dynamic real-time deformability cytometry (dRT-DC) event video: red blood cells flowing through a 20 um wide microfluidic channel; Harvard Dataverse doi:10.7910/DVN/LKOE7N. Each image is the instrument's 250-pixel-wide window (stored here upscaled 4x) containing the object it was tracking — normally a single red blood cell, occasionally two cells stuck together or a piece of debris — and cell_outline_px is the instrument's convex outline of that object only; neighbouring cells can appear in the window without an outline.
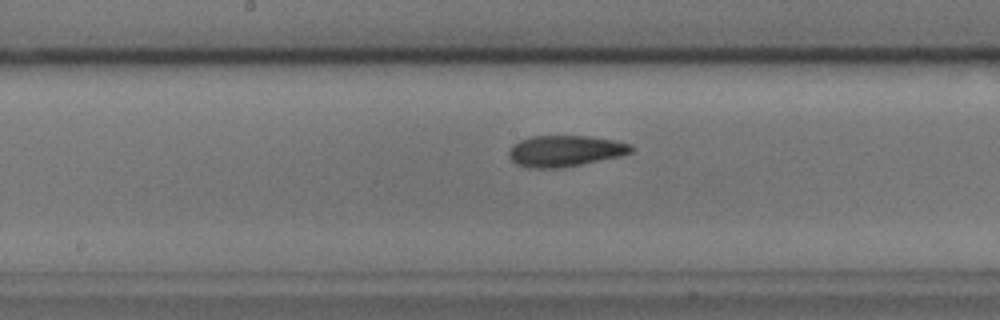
{"species": "common noctule bat (a hibernating species)", "species_latin": "Nyctalus noctula", "temperature_condition": "cold", "stored_images_in_passage": 37, "camera_frame_rate_fps": 3000, "um_per_image_px": 0.085, "animal": {"sex": "male", "body_mass_g": 17.9, "forearm_length_mm": 54.2}, "frame": {"image": 1, "passage_image": 13, "time_ms": 4.0, "image_size_px": [1000, 320], "cell_outline_px": [[636, 148], [632, 152], [620, 156], [560, 168], [528, 168], [516, 164], [508, 156], [508, 152], [512, 144], [520, 140], [532, 136], [588, 136], [612, 140], [632, 144]], "centroid_in_image_um": [48.02, 12.83], "position_along_channel_um": 200.2, "area_um2": 22.25}}
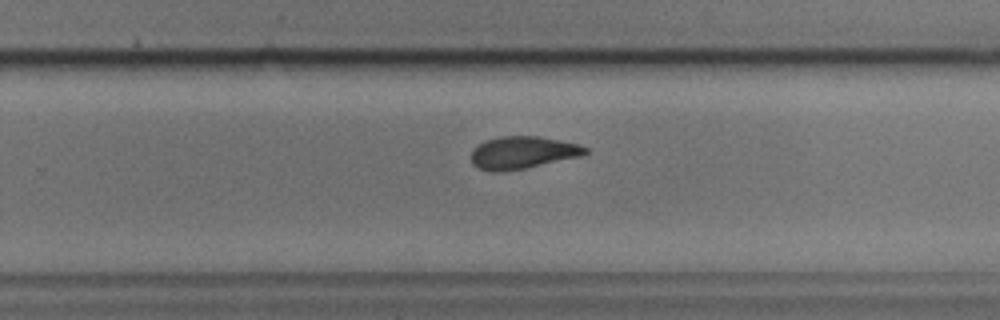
{"frame": {"image": 2, "passage_image": 20, "time_ms": 6.333, "image_size_px": [1000, 320], "cell_outline_px": [[588, 152], [584, 156], [504, 172], [492, 172], [476, 168], [472, 164], [472, 152], [484, 140], [504, 136], [540, 136], [580, 144], [588, 148]], "centroid_in_image_um": [44.46, 12.98], "position_along_channel_um": 285.3, "area_um2": 21.73}}
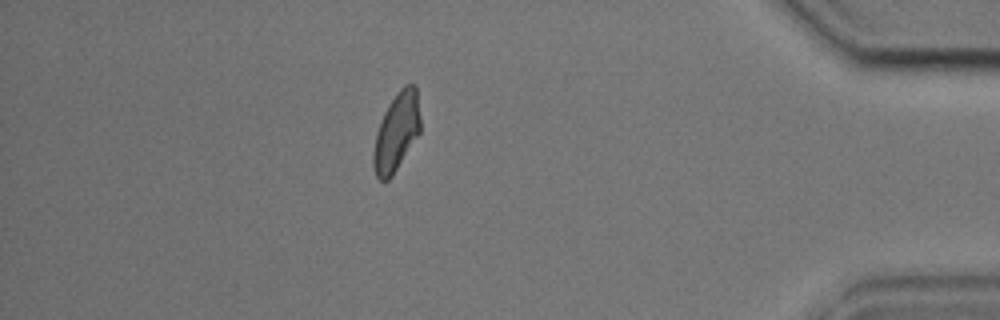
{"frame": {"image": 3, "passage_image": 33, "time_ms": 10.667, "image_size_px": [1000, 320], "cell_outline_px": [[420, 132], [392, 176], [388, 180], [380, 180], [376, 176], [372, 164], [372, 152], [376, 132], [384, 112], [388, 104], [400, 88], [404, 84], [416, 84], [420, 116]], "centroid_in_image_um": [33.69, 11.21], "position_along_channel_um": 401.5, "area_um2": 21.5}}